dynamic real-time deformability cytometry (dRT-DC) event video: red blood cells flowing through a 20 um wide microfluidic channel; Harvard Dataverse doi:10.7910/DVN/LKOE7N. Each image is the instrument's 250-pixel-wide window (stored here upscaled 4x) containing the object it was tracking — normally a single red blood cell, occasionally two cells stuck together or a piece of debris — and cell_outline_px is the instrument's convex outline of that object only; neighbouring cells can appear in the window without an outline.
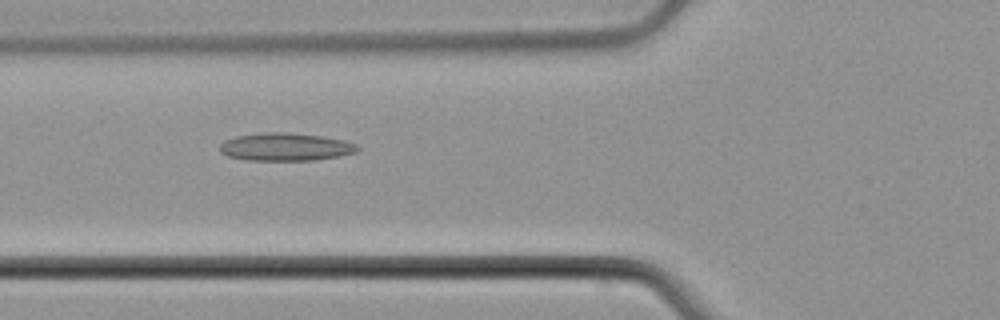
{"species": "common noctule bat (a hibernating species)", "species_latin": "Nyctalus noctula", "temperature_condition": "cold", "stored_images_in_passage": 6, "camera_frame_rate_fps": 3000, "um_per_image_px": 0.085, "animal": {"sex": "male", "body_mass_g": 21.5, "forearm_length_mm": 52.0}, "frame": {"image": 1, "passage_image": 5, "time_ms": 5.667, "image_size_px": [1000, 320], "cell_outline_px": [[360, 148], [356, 152], [340, 156], [316, 160], [244, 160], [228, 156], [220, 152], [220, 144], [224, 140], [236, 136], [264, 132], [288, 132], [320, 136], [344, 140], [356, 144]], "centroid_in_image_um": [24.26, 12.49], "position_along_channel_um": 101.5, "area_um2": 22.43}}
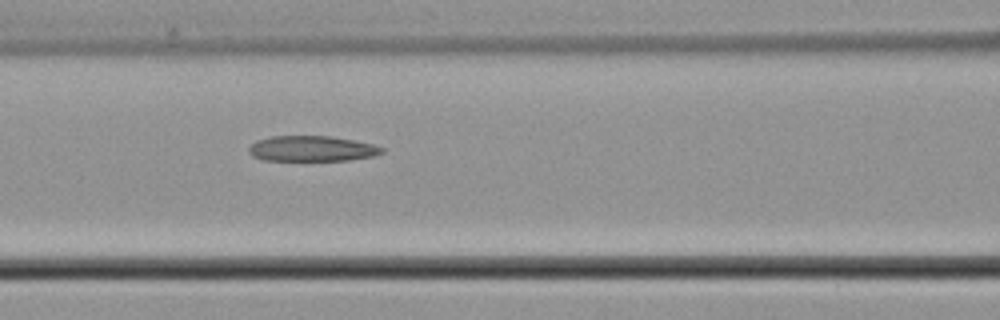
{"frame": {"image": 2, "passage_image": 6, "time_ms": 6.667, "image_size_px": [1000, 320], "cell_outline_px": [[384, 152], [372, 156], [348, 160], [264, 160], [252, 156], [248, 152], [248, 148], [256, 140], [272, 136], [332, 136], [372, 144], [384, 148]], "centroid_in_image_um": [26.48, 12.63], "position_along_channel_um": 140.1, "area_um2": 19.65}}